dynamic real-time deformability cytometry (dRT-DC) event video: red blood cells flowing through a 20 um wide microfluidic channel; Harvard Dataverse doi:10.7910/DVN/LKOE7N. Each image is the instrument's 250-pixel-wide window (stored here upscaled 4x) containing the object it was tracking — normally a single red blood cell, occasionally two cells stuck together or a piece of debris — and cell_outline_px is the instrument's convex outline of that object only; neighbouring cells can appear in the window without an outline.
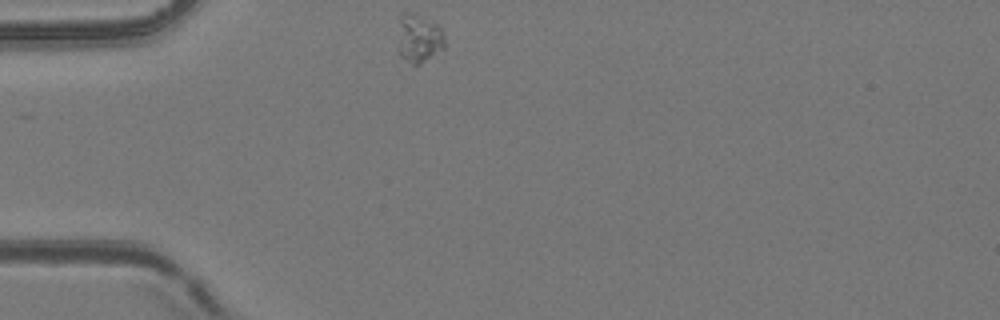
{"species": "common noctule bat (a hibernating species)", "species_latin": "Nyctalus noctula", "temperature_condition": "room temperature", "stored_images_in_passage": 5, "camera_frame_rate_fps": 3000, "um_per_image_px": 0.085, "animal": {"sex": "female", "body_mass_g": 24.6, "forearm_length_mm": 56.2}, "frame": {"image": 1, "passage_image": 1, "time_ms": 0.0, "image_size_px": [1000, 320], "cell_outline_px": [[444, 48], [416, 68], [412, 68], [400, 56], [400, 16], [404, 12], [408, 12], [436, 24], [440, 28], [444, 36]], "centroid_in_image_um": [35.62, 3.36], "position_along_channel_um": 49.4, "area_um2": 13.01}}
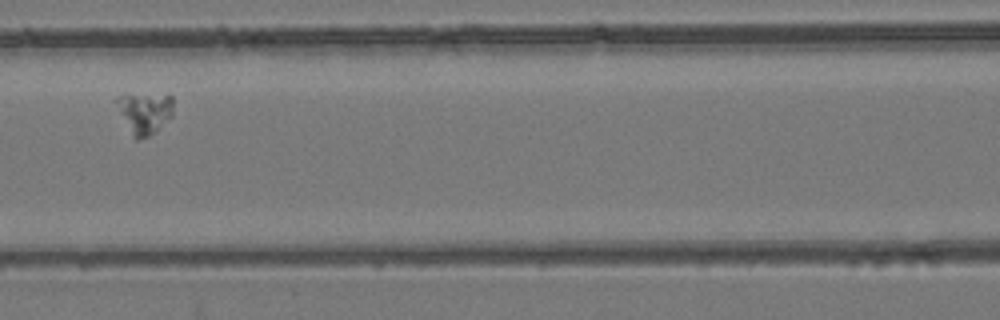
{"frame": {"image": 2, "passage_image": 4, "time_ms": 3.333, "image_size_px": [1000, 320], "cell_outline_px": [[172, 116], [156, 132], [148, 136], [136, 140], [132, 136], [112, 100], [120, 96], [172, 96]], "centroid_in_image_um": [12.25, 9.64], "position_along_channel_um": 154.3, "area_um2": 13.35}}
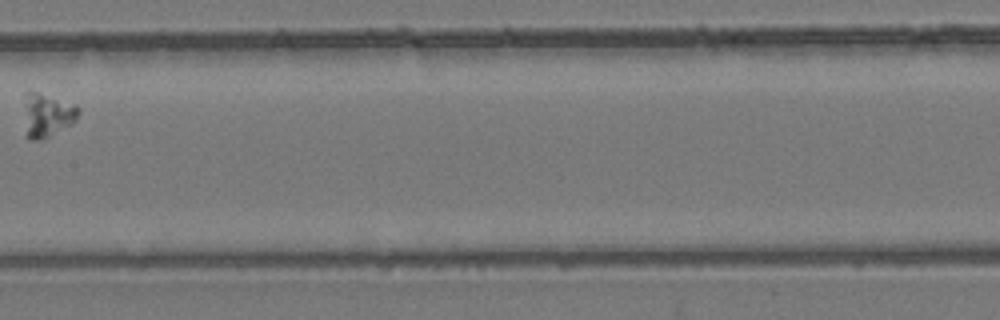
{"frame": {"image": 3, "passage_image": 5, "time_ms": 4.667, "image_size_px": [1000, 320], "cell_outline_px": [[80, 112], [76, 120], [72, 124], [40, 140], [28, 140], [24, 136], [24, 92], [36, 92], [76, 104], [80, 108]], "centroid_in_image_um": [3.97, 9.8], "position_along_channel_um": 203.4, "area_um2": 14.16}}